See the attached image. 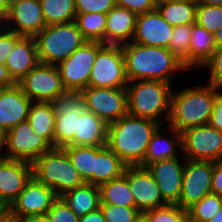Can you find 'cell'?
I'll return each mask as SVG.
<instances>
[{"mask_svg":"<svg viewBox=\"0 0 222 222\" xmlns=\"http://www.w3.org/2000/svg\"><path fill=\"white\" fill-rule=\"evenodd\" d=\"M122 51L128 82L158 80L173 84L171 76L187 70L183 61L167 48L129 42L122 45Z\"/></svg>","mask_w":222,"mask_h":222,"instance_id":"obj_1","label":"cell"},{"mask_svg":"<svg viewBox=\"0 0 222 222\" xmlns=\"http://www.w3.org/2000/svg\"><path fill=\"white\" fill-rule=\"evenodd\" d=\"M161 124L126 114L108 124L107 146L127 165L138 166L145 158L148 144Z\"/></svg>","mask_w":222,"mask_h":222,"instance_id":"obj_2","label":"cell"},{"mask_svg":"<svg viewBox=\"0 0 222 222\" xmlns=\"http://www.w3.org/2000/svg\"><path fill=\"white\" fill-rule=\"evenodd\" d=\"M183 88L181 91L172 92L171 111L168 120L169 126L178 132L207 125L209 123L213 104L221 87L204 84L193 88Z\"/></svg>","mask_w":222,"mask_h":222,"instance_id":"obj_3","label":"cell"},{"mask_svg":"<svg viewBox=\"0 0 222 222\" xmlns=\"http://www.w3.org/2000/svg\"><path fill=\"white\" fill-rule=\"evenodd\" d=\"M172 85L158 80L128 82L125 88L128 114L149 118L160 124L165 117L164 121L168 122L171 111Z\"/></svg>","mask_w":222,"mask_h":222,"instance_id":"obj_4","label":"cell"},{"mask_svg":"<svg viewBox=\"0 0 222 222\" xmlns=\"http://www.w3.org/2000/svg\"><path fill=\"white\" fill-rule=\"evenodd\" d=\"M32 177L58 197L85 182L63 148H52L32 163Z\"/></svg>","mask_w":222,"mask_h":222,"instance_id":"obj_5","label":"cell"},{"mask_svg":"<svg viewBox=\"0 0 222 222\" xmlns=\"http://www.w3.org/2000/svg\"><path fill=\"white\" fill-rule=\"evenodd\" d=\"M34 38L39 62L56 66L87 42L74 21L48 25Z\"/></svg>","mask_w":222,"mask_h":222,"instance_id":"obj_6","label":"cell"},{"mask_svg":"<svg viewBox=\"0 0 222 222\" xmlns=\"http://www.w3.org/2000/svg\"><path fill=\"white\" fill-rule=\"evenodd\" d=\"M55 116L54 148L74 146V134L78 117L86 110L81 91H66L52 102Z\"/></svg>","mask_w":222,"mask_h":222,"instance_id":"obj_7","label":"cell"},{"mask_svg":"<svg viewBox=\"0 0 222 222\" xmlns=\"http://www.w3.org/2000/svg\"><path fill=\"white\" fill-rule=\"evenodd\" d=\"M127 84L122 45L105 44L97 53L88 86L126 88Z\"/></svg>","mask_w":222,"mask_h":222,"instance_id":"obj_8","label":"cell"},{"mask_svg":"<svg viewBox=\"0 0 222 222\" xmlns=\"http://www.w3.org/2000/svg\"><path fill=\"white\" fill-rule=\"evenodd\" d=\"M104 45L101 42L87 41L57 65L67 91H82L88 87L92 66L97 53Z\"/></svg>","mask_w":222,"mask_h":222,"instance_id":"obj_9","label":"cell"},{"mask_svg":"<svg viewBox=\"0 0 222 222\" xmlns=\"http://www.w3.org/2000/svg\"><path fill=\"white\" fill-rule=\"evenodd\" d=\"M181 135V152L185 159L213 162L222 160L221 131L207 124L188 128Z\"/></svg>","mask_w":222,"mask_h":222,"instance_id":"obj_10","label":"cell"},{"mask_svg":"<svg viewBox=\"0 0 222 222\" xmlns=\"http://www.w3.org/2000/svg\"><path fill=\"white\" fill-rule=\"evenodd\" d=\"M18 84L31 101L52 102L67 91L57 66L40 62Z\"/></svg>","mask_w":222,"mask_h":222,"instance_id":"obj_11","label":"cell"},{"mask_svg":"<svg viewBox=\"0 0 222 222\" xmlns=\"http://www.w3.org/2000/svg\"><path fill=\"white\" fill-rule=\"evenodd\" d=\"M53 146L32 129L27 121L7 131V141L4 158L33 163L43 153L50 151Z\"/></svg>","mask_w":222,"mask_h":222,"instance_id":"obj_12","label":"cell"},{"mask_svg":"<svg viewBox=\"0 0 222 222\" xmlns=\"http://www.w3.org/2000/svg\"><path fill=\"white\" fill-rule=\"evenodd\" d=\"M57 198L50 187L32 177L4 213L15 222L31 215H45Z\"/></svg>","mask_w":222,"mask_h":222,"instance_id":"obj_13","label":"cell"},{"mask_svg":"<svg viewBox=\"0 0 222 222\" xmlns=\"http://www.w3.org/2000/svg\"><path fill=\"white\" fill-rule=\"evenodd\" d=\"M82 94L86 110L91 111L107 124L119 120L128 113L125 88H105L88 86Z\"/></svg>","mask_w":222,"mask_h":222,"instance_id":"obj_14","label":"cell"},{"mask_svg":"<svg viewBox=\"0 0 222 222\" xmlns=\"http://www.w3.org/2000/svg\"><path fill=\"white\" fill-rule=\"evenodd\" d=\"M182 189L177 205L188 209L204 196L212 193L213 161L185 159Z\"/></svg>","mask_w":222,"mask_h":222,"instance_id":"obj_15","label":"cell"},{"mask_svg":"<svg viewBox=\"0 0 222 222\" xmlns=\"http://www.w3.org/2000/svg\"><path fill=\"white\" fill-rule=\"evenodd\" d=\"M4 27L21 36L35 37L46 27L40 0H10Z\"/></svg>","mask_w":222,"mask_h":222,"instance_id":"obj_16","label":"cell"},{"mask_svg":"<svg viewBox=\"0 0 222 222\" xmlns=\"http://www.w3.org/2000/svg\"><path fill=\"white\" fill-rule=\"evenodd\" d=\"M135 200V208L142 214L150 209L166 206L154 177L146 167L127 166L123 173Z\"/></svg>","mask_w":222,"mask_h":222,"instance_id":"obj_17","label":"cell"},{"mask_svg":"<svg viewBox=\"0 0 222 222\" xmlns=\"http://www.w3.org/2000/svg\"><path fill=\"white\" fill-rule=\"evenodd\" d=\"M32 178V163L0 159V208L5 211Z\"/></svg>","mask_w":222,"mask_h":222,"instance_id":"obj_18","label":"cell"},{"mask_svg":"<svg viewBox=\"0 0 222 222\" xmlns=\"http://www.w3.org/2000/svg\"><path fill=\"white\" fill-rule=\"evenodd\" d=\"M173 30L174 27L154 9L137 16L135 34L131 42L168 49Z\"/></svg>","mask_w":222,"mask_h":222,"instance_id":"obj_19","label":"cell"},{"mask_svg":"<svg viewBox=\"0 0 222 222\" xmlns=\"http://www.w3.org/2000/svg\"><path fill=\"white\" fill-rule=\"evenodd\" d=\"M180 161L177 157L156 161L146 167L168 204H177L180 199L185 166V162L182 164Z\"/></svg>","mask_w":222,"mask_h":222,"instance_id":"obj_20","label":"cell"},{"mask_svg":"<svg viewBox=\"0 0 222 222\" xmlns=\"http://www.w3.org/2000/svg\"><path fill=\"white\" fill-rule=\"evenodd\" d=\"M31 104L18 83L3 88L0 92V126L8 131L27 121Z\"/></svg>","mask_w":222,"mask_h":222,"instance_id":"obj_21","label":"cell"},{"mask_svg":"<svg viewBox=\"0 0 222 222\" xmlns=\"http://www.w3.org/2000/svg\"><path fill=\"white\" fill-rule=\"evenodd\" d=\"M39 63L34 37L22 36L7 58L5 66L12 80L18 83Z\"/></svg>","mask_w":222,"mask_h":222,"instance_id":"obj_22","label":"cell"},{"mask_svg":"<svg viewBox=\"0 0 222 222\" xmlns=\"http://www.w3.org/2000/svg\"><path fill=\"white\" fill-rule=\"evenodd\" d=\"M106 16V44L123 45L131 42L138 15L116 5Z\"/></svg>","mask_w":222,"mask_h":222,"instance_id":"obj_23","label":"cell"},{"mask_svg":"<svg viewBox=\"0 0 222 222\" xmlns=\"http://www.w3.org/2000/svg\"><path fill=\"white\" fill-rule=\"evenodd\" d=\"M108 124L100 117L85 110L77 119L74 134L75 146H106Z\"/></svg>","mask_w":222,"mask_h":222,"instance_id":"obj_24","label":"cell"},{"mask_svg":"<svg viewBox=\"0 0 222 222\" xmlns=\"http://www.w3.org/2000/svg\"><path fill=\"white\" fill-rule=\"evenodd\" d=\"M168 129L171 132L169 138L162 135L161 125L156 129L148 144L144 161L139 166L147 167L156 161L178 157L176 148L178 147L179 151H182V135L171 126Z\"/></svg>","mask_w":222,"mask_h":222,"instance_id":"obj_25","label":"cell"},{"mask_svg":"<svg viewBox=\"0 0 222 222\" xmlns=\"http://www.w3.org/2000/svg\"><path fill=\"white\" fill-rule=\"evenodd\" d=\"M127 165L106 145L95 146L93 185L100 186L121 176Z\"/></svg>","mask_w":222,"mask_h":222,"instance_id":"obj_26","label":"cell"},{"mask_svg":"<svg viewBox=\"0 0 222 222\" xmlns=\"http://www.w3.org/2000/svg\"><path fill=\"white\" fill-rule=\"evenodd\" d=\"M78 216H84L100 208L99 187L90 183L76 187L60 196Z\"/></svg>","mask_w":222,"mask_h":222,"instance_id":"obj_27","label":"cell"},{"mask_svg":"<svg viewBox=\"0 0 222 222\" xmlns=\"http://www.w3.org/2000/svg\"><path fill=\"white\" fill-rule=\"evenodd\" d=\"M56 113L51 102L32 101L28 122L34 132L44 137L54 148V124Z\"/></svg>","mask_w":222,"mask_h":222,"instance_id":"obj_28","label":"cell"},{"mask_svg":"<svg viewBox=\"0 0 222 222\" xmlns=\"http://www.w3.org/2000/svg\"><path fill=\"white\" fill-rule=\"evenodd\" d=\"M216 48L214 33L209 32L197 23L192 24L190 40V70L193 69V67L202 68V66L210 59Z\"/></svg>","mask_w":222,"mask_h":222,"instance_id":"obj_29","label":"cell"},{"mask_svg":"<svg viewBox=\"0 0 222 222\" xmlns=\"http://www.w3.org/2000/svg\"><path fill=\"white\" fill-rule=\"evenodd\" d=\"M197 6L195 0H178L159 4L156 9L171 26L192 25L196 23Z\"/></svg>","mask_w":222,"mask_h":222,"instance_id":"obj_30","label":"cell"},{"mask_svg":"<svg viewBox=\"0 0 222 222\" xmlns=\"http://www.w3.org/2000/svg\"><path fill=\"white\" fill-rule=\"evenodd\" d=\"M100 203L135 207V200L124 174L99 186Z\"/></svg>","mask_w":222,"mask_h":222,"instance_id":"obj_31","label":"cell"},{"mask_svg":"<svg viewBox=\"0 0 222 222\" xmlns=\"http://www.w3.org/2000/svg\"><path fill=\"white\" fill-rule=\"evenodd\" d=\"M106 14H76L75 24L86 41L106 44Z\"/></svg>","mask_w":222,"mask_h":222,"instance_id":"obj_32","label":"cell"},{"mask_svg":"<svg viewBox=\"0 0 222 222\" xmlns=\"http://www.w3.org/2000/svg\"><path fill=\"white\" fill-rule=\"evenodd\" d=\"M73 166L85 183L93 185V171L95 165V146H64Z\"/></svg>","mask_w":222,"mask_h":222,"instance_id":"obj_33","label":"cell"},{"mask_svg":"<svg viewBox=\"0 0 222 222\" xmlns=\"http://www.w3.org/2000/svg\"><path fill=\"white\" fill-rule=\"evenodd\" d=\"M46 26L75 20V0H40Z\"/></svg>","mask_w":222,"mask_h":222,"instance_id":"obj_34","label":"cell"},{"mask_svg":"<svg viewBox=\"0 0 222 222\" xmlns=\"http://www.w3.org/2000/svg\"><path fill=\"white\" fill-rule=\"evenodd\" d=\"M222 206V196L210 193L187 209L191 222H206L214 217Z\"/></svg>","mask_w":222,"mask_h":222,"instance_id":"obj_35","label":"cell"},{"mask_svg":"<svg viewBox=\"0 0 222 222\" xmlns=\"http://www.w3.org/2000/svg\"><path fill=\"white\" fill-rule=\"evenodd\" d=\"M191 33L192 25L174 26L172 38L168 46V49L183 61L184 66L189 70Z\"/></svg>","mask_w":222,"mask_h":222,"instance_id":"obj_36","label":"cell"},{"mask_svg":"<svg viewBox=\"0 0 222 222\" xmlns=\"http://www.w3.org/2000/svg\"><path fill=\"white\" fill-rule=\"evenodd\" d=\"M143 214L149 222H184L187 219V210L177 204H167Z\"/></svg>","mask_w":222,"mask_h":222,"instance_id":"obj_37","label":"cell"},{"mask_svg":"<svg viewBox=\"0 0 222 222\" xmlns=\"http://www.w3.org/2000/svg\"><path fill=\"white\" fill-rule=\"evenodd\" d=\"M196 23L209 32L215 33L222 27V6L198 5Z\"/></svg>","mask_w":222,"mask_h":222,"instance_id":"obj_38","label":"cell"},{"mask_svg":"<svg viewBox=\"0 0 222 222\" xmlns=\"http://www.w3.org/2000/svg\"><path fill=\"white\" fill-rule=\"evenodd\" d=\"M100 209L106 222H135L142 214L135 207L116 206L100 203Z\"/></svg>","mask_w":222,"mask_h":222,"instance_id":"obj_39","label":"cell"},{"mask_svg":"<svg viewBox=\"0 0 222 222\" xmlns=\"http://www.w3.org/2000/svg\"><path fill=\"white\" fill-rule=\"evenodd\" d=\"M50 222H79V217L58 197L47 212Z\"/></svg>","mask_w":222,"mask_h":222,"instance_id":"obj_40","label":"cell"},{"mask_svg":"<svg viewBox=\"0 0 222 222\" xmlns=\"http://www.w3.org/2000/svg\"><path fill=\"white\" fill-rule=\"evenodd\" d=\"M116 6L115 0H75L77 14L104 13L107 14Z\"/></svg>","mask_w":222,"mask_h":222,"instance_id":"obj_41","label":"cell"},{"mask_svg":"<svg viewBox=\"0 0 222 222\" xmlns=\"http://www.w3.org/2000/svg\"><path fill=\"white\" fill-rule=\"evenodd\" d=\"M202 68L210 70V78L206 82L222 88V46L214 50L212 56Z\"/></svg>","mask_w":222,"mask_h":222,"instance_id":"obj_42","label":"cell"},{"mask_svg":"<svg viewBox=\"0 0 222 222\" xmlns=\"http://www.w3.org/2000/svg\"><path fill=\"white\" fill-rule=\"evenodd\" d=\"M21 37V35L8 30L5 27L0 31V64L5 65L8 56L12 52L16 42Z\"/></svg>","mask_w":222,"mask_h":222,"instance_id":"obj_43","label":"cell"},{"mask_svg":"<svg viewBox=\"0 0 222 222\" xmlns=\"http://www.w3.org/2000/svg\"><path fill=\"white\" fill-rule=\"evenodd\" d=\"M115 4L137 15L156 9L154 0H115Z\"/></svg>","mask_w":222,"mask_h":222,"instance_id":"obj_44","label":"cell"},{"mask_svg":"<svg viewBox=\"0 0 222 222\" xmlns=\"http://www.w3.org/2000/svg\"><path fill=\"white\" fill-rule=\"evenodd\" d=\"M208 124L222 132V90L214 100L213 111Z\"/></svg>","mask_w":222,"mask_h":222,"instance_id":"obj_45","label":"cell"},{"mask_svg":"<svg viewBox=\"0 0 222 222\" xmlns=\"http://www.w3.org/2000/svg\"><path fill=\"white\" fill-rule=\"evenodd\" d=\"M211 191L214 194L222 196V160L213 162Z\"/></svg>","mask_w":222,"mask_h":222,"instance_id":"obj_46","label":"cell"},{"mask_svg":"<svg viewBox=\"0 0 222 222\" xmlns=\"http://www.w3.org/2000/svg\"><path fill=\"white\" fill-rule=\"evenodd\" d=\"M79 222H106L101 209L92 211L84 216L79 217Z\"/></svg>","mask_w":222,"mask_h":222,"instance_id":"obj_47","label":"cell"},{"mask_svg":"<svg viewBox=\"0 0 222 222\" xmlns=\"http://www.w3.org/2000/svg\"><path fill=\"white\" fill-rule=\"evenodd\" d=\"M14 84L15 82L10 77L6 66L4 64H0V86L6 88Z\"/></svg>","mask_w":222,"mask_h":222,"instance_id":"obj_48","label":"cell"},{"mask_svg":"<svg viewBox=\"0 0 222 222\" xmlns=\"http://www.w3.org/2000/svg\"><path fill=\"white\" fill-rule=\"evenodd\" d=\"M19 222H50L47 214L45 215H31L23 218Z\"/></svg>","mask_w":222,"mask_h":222,"instance_id":"obj_49","label":"cell"},{"mask_svg":"<svg viewBox=\"0 0 222 222\" xmlns=\"http://www.w3.org/2000/svg\"><path fill=\"white\" fill-rule=\"evenodd\" d=\"M10 0H0V19L5 20L9 11Z\"/></svg>","mask_w":222,"mask_h":222,"instance_id":"obj_50","label":"cell"},{"mask_svg":"<svg viewBox=\"0 0 222 222\" xmlns=\"http://www.w3.org/2000/svg\"><path fill=\"white\" fill-rule=\"evenodd\" d=\"M7 141V130L0 126V153L2 154V151H4V147L6 146Z\"/></svg>","mask_w":222,"mask_h":222,"instance_id":"obj_51","label":"cell"},{"mask_svg":"<svg viewBox=\"0 0 222 222\" xmlns=\"http://www.w3.org/2000/svg\"><path fill=\"white\" fill-rule=\"evenodd\" d=\"M198 5L222 6V0H195Z\"/></svg>","mask_w":222,"mask_h":222,"instance_id":"obj_52","label":"cell"},{"mask_svg":"<svg viewBox=\"0 0 222 222\" xmlns=\"http://www.w3.org/2000/svg\"><path fill=\"white\" fill-rule=\"evenodd\" d=\"M216 47L222 46V27L214 33Z\"/></svg>","mask_w":222,"mask_h":222,"instance_id":"obj_53","label":"cell"},{"mask_svg":"<svg viewBox=\"0 0 222 222\" xmlns=\"http://www.w3.org/2000/svg\"><path fill=\"white\" fill-rule=\"evenodd\" d=\"M206 222H222V206L220 210L214 215V217Z\"/></svg>","mask_w":222,"mask_h":222,"instance_id":"obj_54","label":"cell"},{"mask_svg":"<svg viewBox=\"0 0 222 222\" xmlns=\"http://www.w3.org/2000/svg\"><path fill=\"white\" fill-rule=\"evenodd\" d=\"M0 222H15L11 218H9L5 213L0 216Z\"/></svg>","mask_w":222,"mask_h":222,"instance_id":"obj_55","label":"cell"},{"mask_svg":"<svg viewBox=\"0 0 222 222\" xmlns=\"http://www.w3.org/2000/svg\"><path fill=\"white\" fill-rule=\"evenodd\" d=\"M174 1H178V0H154V3L156 6H158L159 4H164V3L174 2Z\"/></svg>","mask_w":222,"mask_h":222,"instance_id":"obj_56","label":"cell"},{"mask_svg":"<svg viewBox=\"0 0 222 222\" xmlns=\"http://www.w3.org/2000/svg\"><path fill=\"white\" fill-rule=\"evenodd\" d=\"M135 222H149L148 219L145 217L144 214H141Z\"/></svg>","mask_w":222,"mask_h":222,"instance_id":"obj_57","label":"cell"},{"mask_svg":"<svg viewBox=\"0 0 222 222\" xmlns=\"http://www.w3.org/2000/svg\"><path fill=\"white\" fill-rule=\"evenodd\" d=\"M4 28V21L0 19V31Z\"/></svg>","mask_w":222,"mask_h":222,"instance_id":"obj_58","label":"cell"},{"mask_svg":"<svg viewBox=\"0 0 222 222\" xmlns=\"http://www.w3.org/2000/svg\"><path fill=\"white\" fill-rule=\"evenodd\" d=\"M4 213V211L0 208V216Z\"/></svg>","mask_w":222,"mask_h":222,"instance_id":"obj_59","label":"cell"},{"mask_svg":"<svg viewBox=\"0 0 222 222\" xmlns=\"http://www.w3.org/2000/svg\"><path fill=\"white\" fill-rule=\"evenodd\" d=\"M184 222H191L188 218Z\"/></svg>","mask_w":222,"mask_h":222,"instance_id":"obj_60","label":"cell"}]
</instances>
